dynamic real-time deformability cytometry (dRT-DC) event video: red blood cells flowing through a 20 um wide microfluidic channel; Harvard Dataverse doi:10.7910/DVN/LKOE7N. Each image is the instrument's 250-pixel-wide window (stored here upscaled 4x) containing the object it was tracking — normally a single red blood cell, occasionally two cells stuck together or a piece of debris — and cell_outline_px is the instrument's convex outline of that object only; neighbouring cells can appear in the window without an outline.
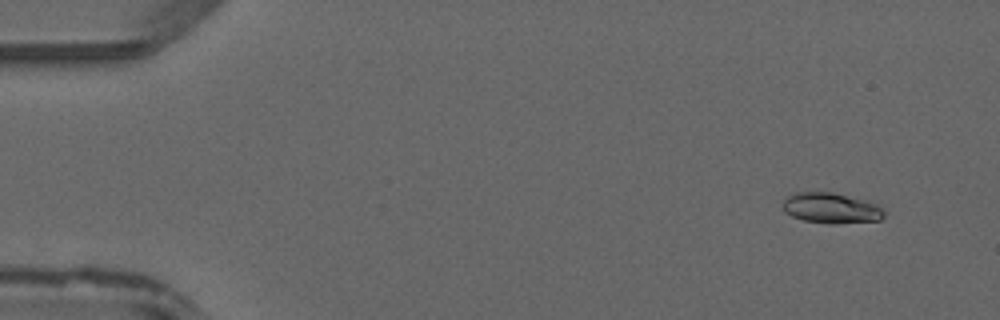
{"species": "common noctule bat (a hibernating species)", "species_latin": "Nyctalus noctula", "temperature_condition": "warm", "stored_images_in_passage": 46, "camera_frame_rate_fps": 3000, "um_per_image_px": 0.085, "animal": {"sex": "male", "forearm_length_mm": 52.5}, "frame": {"image": 1, "passage_image": 3, "time_ms": 0.667, "image_size_px": [1000, 320], "cell_outline_px": [[884, 216], [880, 220], [804, 220], [792, 216], [784, 212], [784, 200], [788, 196], [796, 192], [832, 192], [876, 204], [884, 212]], "centroid_in_image_um": [70.57, 17.62], "position_along_channel_um": 14.4, "area_um2": 16.53}}
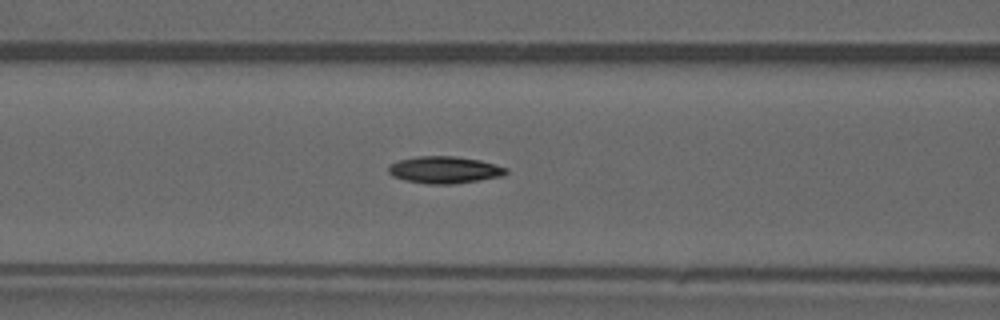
{"frame": {"image": 2, "passage_image": 19, "time_ms": 6.0, "image_size_px": [1000, 320], "cell_outline_px": [[508, 172], [504, 176], [480, 180], [452, 184], [424, 184], [404, 180], [392, 176], [388, 172], [388, 164], [400, 160], [416, 156], [456, 156], [480, 160], [496, 164], [508, 168]], "centroid_in_image_um": [37.79, 14.44], "position_along_channel_um": 128.8, "area_um2": 18.79}}
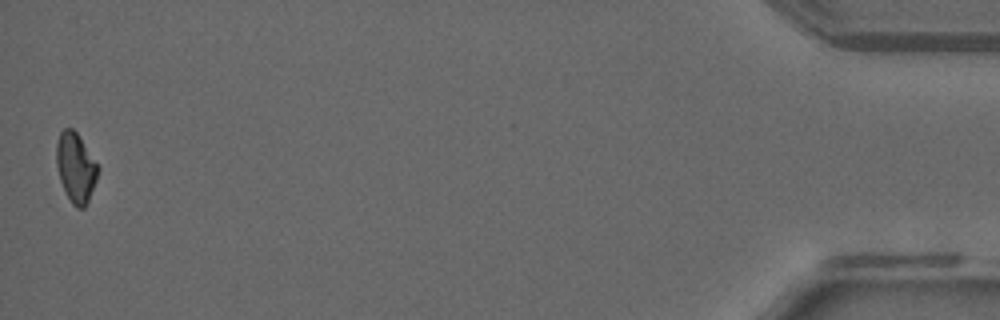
{"frame": {"image": 3, "passage_image": 46, "time_ms": 15.0, "image_size_px": [1000, 320], "cell_outline_px": [[100, 168], [96, 180], [88, 200], [84, 208], [76, 208], [72, 204], [60, 180], [56, 164], [56, 144], [60, 132], [64, 128], [72, 128], [76, 132]], "centroid_in_image_um": [6.43, 14.23], "position_along_channel_um": 428.8, "area_um2": 16.59}}